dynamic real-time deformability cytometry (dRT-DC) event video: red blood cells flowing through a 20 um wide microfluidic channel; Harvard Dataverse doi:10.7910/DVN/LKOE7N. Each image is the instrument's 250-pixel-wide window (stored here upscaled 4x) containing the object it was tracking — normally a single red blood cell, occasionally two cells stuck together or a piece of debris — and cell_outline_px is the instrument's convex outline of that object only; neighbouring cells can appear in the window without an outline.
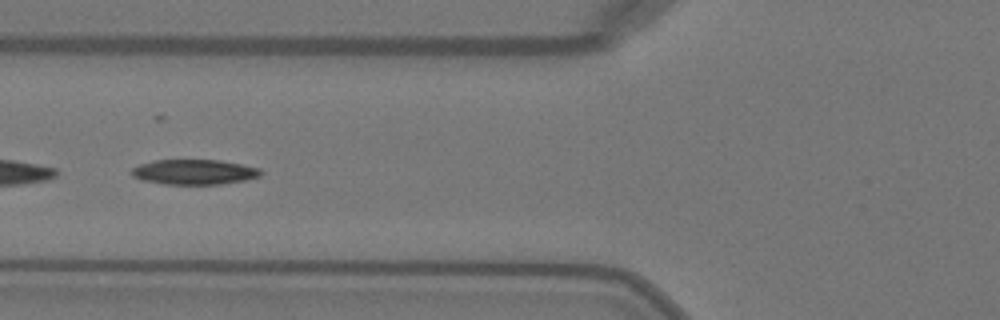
{"species": "Egyptian fruit bat (a non-hibernating species)", "species_latin": "Rousettus aegyptiacus", "temperature_condition": "warm", "stored_images_in_passage": 50, "camera_frame_rate_fps": 3000, "um_per_image_px": 0.085, "animal": {"sex": "female"}, "frame": {"image": 1, "passage_image": 19, "time_ms": 6.0, "image_size_px": [1000, 320], "cell_outline_px": [[264, 172], [260, 176], [244, 180], [220, 184], [164, 184], [140, 180], [132, 176], [128, 172], [132, 168], [140, 164], [156, 160], [220, 160], [260, 168]], "centroid_in_image_um": [16.47, 14.62], "position_along_channel_um": 109.3, "area_um2": 18.96}}
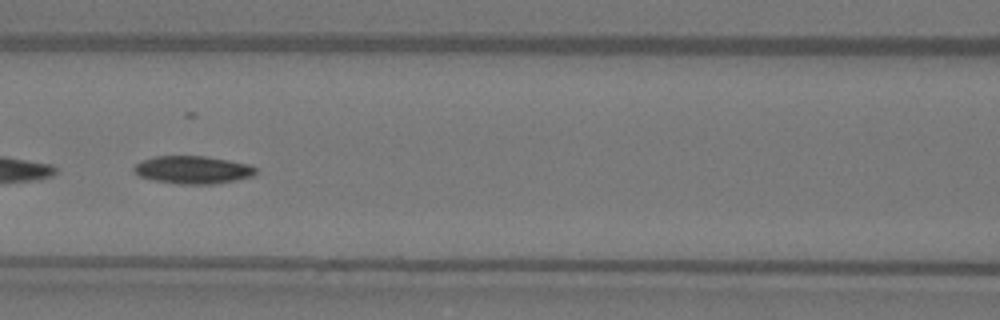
{"frame": {"image": 2, "passage_image": 22, "time_ms": 7.0, "image_size_px": [1000, 320], "cell_outline_px": [[256, 172], [252, 176], [236, 180], [216, 184], [180, 184], [156, 180], [140, 176], [132, 168], [136, 164], [144, 160], [156, 156], [204, 156], [228, 160], [248, 164], [256, 168]], "centroid_in_image_um": [16.42, 14.43], "position_along_channel_um": 150.2, "area_um2": 19.48}}
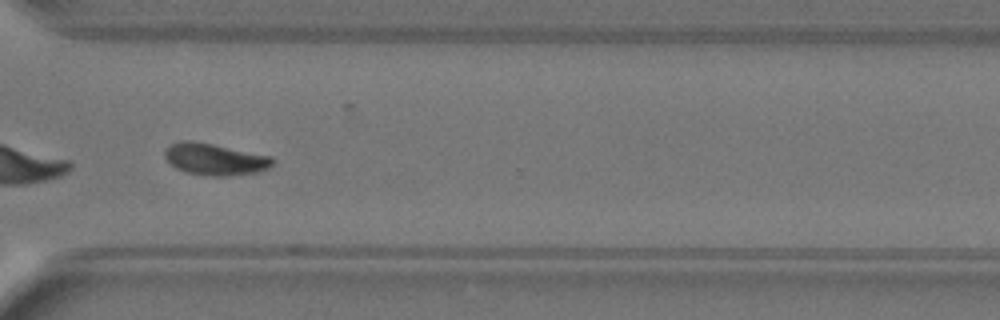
{"frame": {"image": 3, "passage_image": 37, "time_ms": 12.0, "image_size_px": [1000, 320], "cell_outline_px": [[276, 160], [268, 168], [256, 172], [228, 176], [208, 176], [184, 172], [176, 168], [164, 156], [164, 152], [172, 144], [184, 140], [192, 140], [272, 156]], "centroid_in_image_um": [18.28, 13.54], "position_along_channel_um": 352.3, "area_um2": 19.83}, "authors_computed_cell_mechanics": {"area_um2": 19.652, "velocity_mm_per_s": 4.0466, "shape_relaxation_time_tau1_ms": 2.832, "shape_relaxation_time_tau2_ms": null, "deformation_change_tau1": 0.1346, "deformation_change_tau2": null}}